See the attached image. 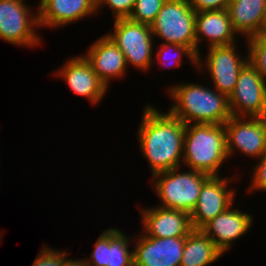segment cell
Here are the masks:
<instances>
[{
  "label": "cell",
  "instance_id": "obj_1",
  "mask_svg": "<svg viewBox=\"0 0 266 266\" xmlns=\"http://www.w3.org/2000/svg\"><path fill=\"white\" fill-rule=\"evenodd\" d=\"M139 125L137 139L141 155L151 168V176L182 168L186 124L169 112H161L148 104L144 107Z\"/></svg>",
  "mask_w": 266,
  "mask_h": 266
},
{
  "label": "cell",
  "instance_id": "obj_2",
  "mask_svg": "<svg viewBox=\"0 0 266 266\" xmlns=\"http://www.w3.org/2000/svg\"><path fill=\"white\" fill-rule=\"evenodd\" d=\"M167 92L175 101L168 112L185 124H224L232 117L229 97L211 87L191 82L174 84Z\"/></svg>",
  "mask_w": 266,
  "mask_h": 266
},
{
  "label": "cell",
  "instance_id": "obj_3",
  "mask_svg": "<svg viewBox=\"0 0 266 266\" xmlns=\"http://www.w3.org/2000/svg\"><path fill=\"white\" fill-rule=\"evenodd\" d=\"M224 124H186L183 164L189 169L220 176L221 165L228 159Z\"/></svg>",
  "mask_w": 266,
  "mask_h": 266
},
{
  "label": "cell",
  "instance_id": "obj_4",
  "mask_svg": "<svg viewBox=\"0 0 266 266\" xmlns=\"http://www.w3.org/2000/svg\"><path fill=\"white\" fill-rule=\"evenodd\" d=\"M180 172L179 167L152 176L151 184L160 198L158 206L185 211L194 210L203 184L211 177L197 170Z\"/></svg>",
  "mask_w": 266,
  "mask_h": 266
},
{
  "label": "cell",
  "instance_id": "obj_5",
  "mask_svg": "<svg viewBox=\"0 0 266 266\" xmlns=\"http://www.w3.org/2000/svg\"><path fill=\"white\" fill-rule=\"evenodd\" d=\"M195 15L189 0H167L150 25L152 34L161 43L187 46L196 54Z\"/></svg>",
  "mask_w": 266,
  "mask_h": 266
},
{
  "label": "cell",
  "instance_id": "obj_6",
  "mask_svg": "<svg viewBox=\"0 0 266 266\" xmlns=\"http://www.w3.org/2000/svg\"><path fill=\"white\" fill-rule=\"evenodd\" d=\"M114 30L106 35L113 40L124 54L127 66L141 71L150 70L154 64V49L151 26L126 19H116ZM153 54V55H152Z\"/></svg>",
  "mask_w": 266,
  "mask_h": 266
},
{
  "label": "cell",
  "instance_id": "obj_7",
  "mask_svg": "<svg viewBox=\"0 0 266 266\" xmlns=\"http://www.w3.org/2000/svg\"><path fill=\"white\" fill-rule=\"evenodd\" d=\"M25 0H0V39L17 46L40 45L38 12Z\"/></svg>",
  "mask_w": 266,
  "mask_h": 266
},
{
  "label": "cell",
  "instance_id": "obj_8",
  "mask_svg": "<svg viewBox=\"0 0 266 266\" xmlns=\"http://www.w3.org/2000/svg\"><path fill=\"white\" fill-rule=\"evenodd\" d=\"M208 48L207 58L204 62L201 54L197 55L196 69L201 72L202 69H206V72L208 71L211 75L214 88L229 97L236 87L240 71L249 62V52L246 57L237 54L236 43Z\"/></svg>",
  "mask_w": 266,
  "mask_h": 266
},
{
  "label": "cell",
  "instance_id": "obj_9",
  "mask_svg": "<svg viewBox=\"0 0 266 266\" xmlns=\"http://www.w3.org/2000/svg\"><path fill=\"white\" fill-rule=\"evenodd\" d=\"M229 106L232 116L266 117V82L250 62L239 73Z\"/></svg>",
  "mask_w": 266,
  "mask_h": 266
},
{
  "label": "cell",
  "instance_id": "obj_10",
  "mask_svg": "<svg viewBox=\"0 0 266 266\" xmlns=\"http://www.w3.org/2000/svg\"><path fill=\"white\" fill-rule=\"evenodd\" d=\"M224 126L229 158L235 149L254 159L266 152V117L232 116Z\"/></svg>",
  "mask_w": 266,
  "mask_h": 266
},
{
  "label": "cell",
  "instance_id": "obj_11",
  "mask_svg": "<svg viewBox=\"0 0 266 266\" xmlns=\"http://www.w3.org/2000/svg\"><path fill=\"white\" fill-rule=\"evenodd\" d=\"M232 177L211 176L202 186L197 204L190 214L193 229H201L235 203L236 191L229 189Z\"/></svg>",
  "mask_w": 266,
  "mask_h": 266
},
{
  "label": "cell",
  "instance_id": "obj_12",
  "mask_svg": "<svg viewBox=\"0 0 266 266\" xmlns=\"http://www.w3.org/2000/svg\"><path fill=\"white\" fill-rule=\"evenodd\" d=\"M139 234L133 243L134 266H180L185 237L155 238Z\"/></svg>",
  "mask_w": 266,
  "mask_h": 266
},
{
  "label": "cell",
  "instance_id": "obj_13",
  "mask_svg": "<svg viewBox=\"0 0 266 266\" xmlns=\"http://www.w3.org/2000/svg\"><path fill=\"white\" fill-rule=\"evenodd\" d=\"M54 74L63 78L75 95L88 98L94 105H98L108 91L84 55L68 59Z\"/></svg>",
  "mask_w": 266,
  "mask_h": 266
},
{
  "label": "cell",
  "instance_id": "obj_14",
  "mask_svg": "<svg viewBox=\"0 0 266 266\" xmlns=\"http://www.w3.org/2000/svg\"><path fill=\"white\" fill-rule=\"evenodd\" d=\"M143 232L148 237H186L192 230L190 214L176 209L153 207L140 209Z\"/></svg>",
  "mask_w": 266,
  "mask_h": 266
},
{
  "label": "cell",
  "instance_id": "obj_15",
  "mask_svg": "<svg viewBox=\"0 0 266 266\" xmlns=\"http://www.w3.org/2000/svg\"><path fill=\"white\" fill-rule=\"evenodd\" d=\"M252 214L233 209L230 206L226 211L218 214L206 223L201 230L214 242L216 247L225 254L236 239L248 233L253 227Z\"/></svg>",
  "mask_w": 266,
  "mask_h": 266
},
{
  "label": "cell",
  "instance_id": "obj_16",
  "mask_svg": "<svg viewBox=\"0 0 266 266\" xmlns=\"http://www.w3.org/2000/svg\"><path fill=\"white\" fill-rule=\"evenodd\" d=\"M37 7L39 27L48 28H60L99 12L97 0H40Z\"/></svg>",
  "mask_w": 266,
  "mask_h": 266
},
{
  "label": "cell",
  "instance_id": "obj_17",
  "mask_svg": "<svg viewBox=\"0 0 266 266\" xmlns=\"http://www.w3.org/2000/svg\"><path fill=\"white\" fill-rule=\"evenodd\" d=\"M120 230L109 228L100 234L91 256L85 258L88 266H134L133 249L129 250L132 240Z\"/></svg>",
  "mask_w": 266,
  "mask_h": 266
},
{
  "label": "cell",
  "instance_id": "obj_18",
  "mask_svg": "<svg viewBox=\"0 0 266 266\" xmlns=\"http://www.w3.org/2000/svg\"><path fill=\"white\" fill-rule=\"evenodd\" d=\"M87 50L88 53L83 55L107 88L110 86V80L127 74L128 66L124 54L107 35L96 39Z\"/></svg>",
  "mask_w": 266,
  "mask_h": 266
},
{
  "label": "cell",
  "instance_id": "obj_19",
  "mask_svg": "<svg viewBox=\"0 0 266 266\" xmlns=\"http://www.w3.org/2000/svg\"><path fill=\"white\" fill-rule=\"evenodd\" d=\"M237 35L227 9L196 12V55L201 53L199 44L206 38L209 47L227 46L236 43Z\"/></svg>",
  "mask_w": 266,
  "mask_h": 266
},
{
  "label": "cell",
  "instance_id": "obj_20",
  "mask_svg": "<svg viewBox=\"0 0 266 266\" xmlns=\"http://www.w3.org/2000/svg\"><path fill=\"white\" fill-rule=\"evenodd\" d=\"M227 11L233 29L239 35L244 34L248 39L262 33L266 0H231Z\"/></svg>",
  "mask_w": 266,
  "mask_h": 266
},
{
  "label": "cell",
  "instance_id": "obj_21",
  "mask_svg": "<svg viewBox=\"0 0 266 266\" xmlns=\"http://www.w3.org/2000/svg\"><path fill=\"white\" fill-rule=\"evenodd\" d=\"M223 255L201 229H193L185 237L180 266H207L215 263Z\"/></svg>",
  "mask_w": 266,
  "mask_h": 266
},
{
  "label": "cell",
  "instance_id": "obj_22",
  "mask_svg": "<svg viewBox=\"0 0 266 266\" xmlns=\"http://www.w3.org/2000/svg\"><path fill=\"white\" fill-rule=\"evenodd\" d=\"M171 51L173 55H170ZM156 52L157 53L154 58H157L161 65H164L166 68H172L173 66L181 67L183 56L189 58L192 65L194 64V67H197L195 66L197 65V55L187 46L173 43H161Z\"/></svg>",
  "mask_w": 266,
  "mask_h": 266
},
{
  "label": "cell",
  "instance_id": "obj_23",
  "mask_svg": "<svg viewBox=\"0 0 266 266\" xmlns=\"http://www.w3.org/2000/svg\"><path fill=\"white\" fill-rule=\"evenodd\" d=\"M167 0H135L129 20L151 25Z\"/></svg>",
  "mask_w": 266,
  "mask_h": 266
},
{
  "label": "cell",
  "instance_id": "obj_24",
  "mask_svg": "<svg viewBox=\"0 0 266 266\" xmlns=\"http://www.w3.org/2000/svg\"><path fill=\"white\" fill-rule=\"evenodd\" d=\"M249 62L260 72L266 82V34H258L246 41Z\"/></svg>",
  "mask_w": 266,
  "mask_h": 266
},
{
  "label": "cell",
  "instance_id": "obj_25",
  "mask_svg": "<svg viewBox=\"0 0 266 266\" xmlns=\"http://www.w3.org/2000/svg\"><path fill=\"white\" fill-rule=\"evenodd\" d=\"M135 4V0H97V10H101L108 6L114 15V20L116 19H126L129 18L133 7Z\"/></svg>",
  "mask_w": 266,
  "mask_h": 266
},
{
  "label": "cell",
  "instance_id": "obj_26",
  "mask_svg": "<svg viewBox=\"0 0 266 266\" xmlns=\"http://www.w3.org/2000/svg\"><path fill=\"white\" fill-rule=\"evenodd\" d=\"M63 261V250H55L44 246L37 254L32 266H61Z\"/></svg>",
  "mask_w": 266,
  "mask_h": 266
},
{
  "label": "cell",
  "instance_id": "obj_27",
  "mask_svg": "<svg viewBox=\"0 0 266 266\" xmlns=\"http://www.w3.org/2000/svg\"><path fill=\"white\" fill-rule=\"evenodd\" d=\"M260 159V160H259ZM257 164L254 165L252 183L247 188L249 192L257 191H266V152L257 159Z\"/></svg>",
  "mask_w": 266,
  "mask_h": 266
},
{
  "label": "cell",
  "instance_id": "obj_28",
  "mask_svg": "<svg viewBox=\"0 0 266 266\" xmlns=\"http://www.w3.org/2000/svg\"><path fill=\"white\" fill-rule=\"evenodd\" d=\"M231 0H189L195 12L227 9Z\"/></svg>",
  "mask_w": 266,
  "mask_h": 266
},
{
  "label": "cell",
  "instance_id": "obj_29",
  "mask_svg": "<svg viewBox=\"0 0 266 266\" xmlns=\"http://www.w3.org/2000/svg\"><path fill=\"white\" fill-rule=\"evenodd\" d=\"M61 266H88L84 259H68L66 250L63 251V261Z\"/></svg>",
  "mask_w": 266,
  "mask_h": 266
},
{
  "label": "cell",
  "instance_id": "obj_30",
  "mask_svg": "<svg viewBox=\"0 0 266 266\" xmlns=\"http://www.w3.org/2000/svg\"><path fill=\"white\" fill-rule=\"evenodd\" d=\"M262 34H266V17H265V21L263 24Z\"/></svg>",
  "mask_w": 266,
  "mask_h": 266
}]
</instances>
